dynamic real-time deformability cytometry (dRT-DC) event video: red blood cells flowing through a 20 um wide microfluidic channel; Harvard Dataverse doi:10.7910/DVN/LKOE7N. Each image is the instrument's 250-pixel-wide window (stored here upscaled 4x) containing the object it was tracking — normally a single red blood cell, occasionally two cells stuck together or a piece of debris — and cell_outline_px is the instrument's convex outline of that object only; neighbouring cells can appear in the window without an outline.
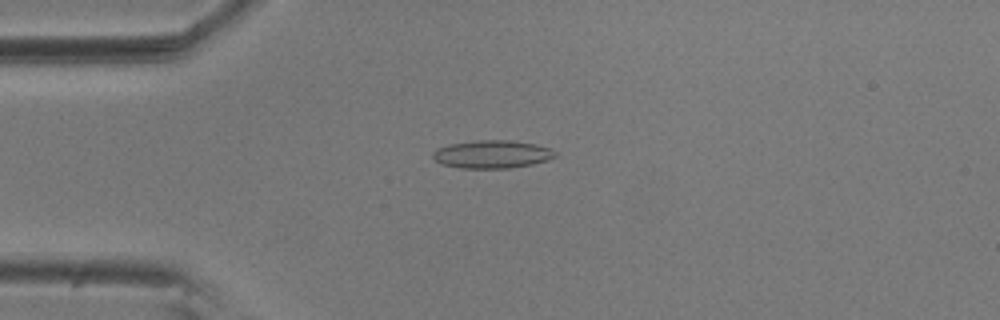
{"species": "common noctule bat (a hibernating species)", "species_latin": "Nyctalus noctula", "temperature_condition": "room temperature", "stored_images_in_passage": 56, "camera_frame_rate_fps": 3000, "um_per_image_px": 0.085, "animal": {"sex": "male", "body_mass_g": 20.5, "forearm_length_mm": 52.5}, "frame": {"image": 1, "passage_image": 14, "time_ms": 4.333, "image_size_px": [1000, 320], "cell_outline_px": [[556, 156], [548, 160], [532, 164], [512, 168], [460, 168], [440, 164], [432, 156], [432, 152], [436, 148], [448, 144], [476, 140], [508, 140], [532, 144], [552, 148], [556, 152]], "centroid_in_image_um": [41.8, 13.11], "position_along_channel_um": 43.2, "area_um2": 20.06}}
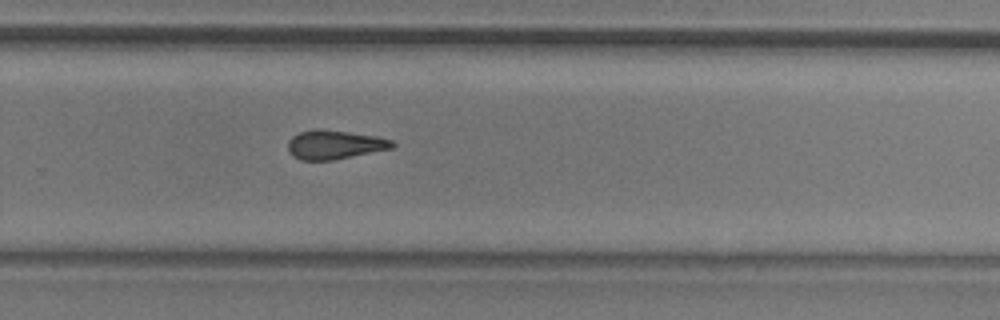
{"frame": {"image": 2, "passage_image": 37, "time_ms": 12.0, "image_size_px": [1000, 320], "cell_outline_px": [[396, 144], [392, 148], [332, 160], [300, 160], [292, 156], [288, 152], [288, 140], [292, 136], [300, 132], [316, 128], [348, 132], [376, 136], [392, 140]], "centroid_in_image_um": [28.4, 12.29], "position_along_channel_um": 301.4, "area_um2": 17.57}}
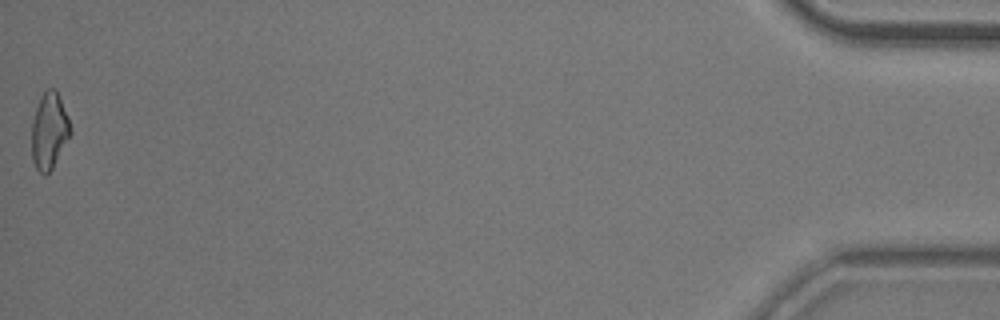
{"frame": {"image": 3, "passage_image": 56, "time_ms": 18.333, "image_size_px": [1000, 320], "cell_outline_px": [[72, 132], [52, 168], [44, 176], [36, 168], [32, 160], [32, 120], [40, 96], [48, 88], [52, 88], [56, 92], [68, 116]], "centroid_in_image_um": [4.17, 11.14], "position_along_channel_um": 431.0, "area_um2": 16.99}, "authors_computed_cell_mechanics": {"area_um2": 18.0047, "velocity_mm_per_s": 3.613, "shape_relaxation_time_tau1_ms": null, "shape_relaxation_time_tau2_ms": 7.1922, "deformation_change_tau1": null, "deformation_change_tau2": 0.1846}}